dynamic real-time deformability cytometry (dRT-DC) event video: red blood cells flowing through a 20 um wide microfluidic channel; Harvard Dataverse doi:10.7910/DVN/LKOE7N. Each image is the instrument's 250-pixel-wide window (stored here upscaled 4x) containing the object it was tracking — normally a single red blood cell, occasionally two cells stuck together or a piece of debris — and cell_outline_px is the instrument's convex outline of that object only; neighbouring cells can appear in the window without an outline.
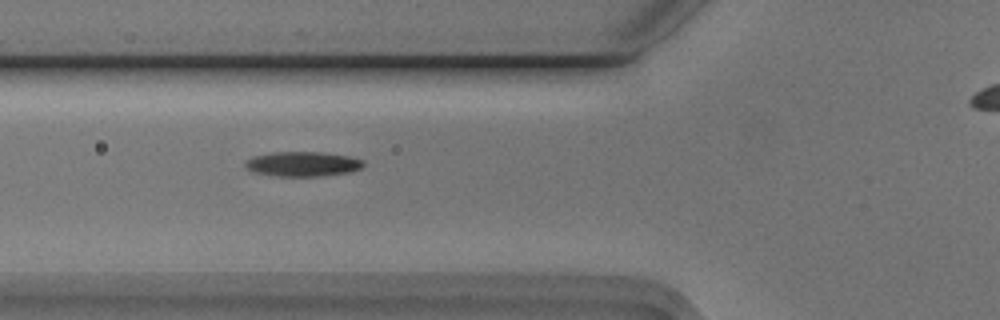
{"species": "Egyptian fruit bat (a non-hibernating species)", "species_latin": "Rousettus aegyptiacus", "temperature_condition": "cold", "stored_images_in_passage": 32, "camera_frame_rate_fps": 3000, "um_per_image_px": 0.085, "animal": {"sex": "male"}, "frame": {"image": 1, "passage_image": 3, "time_ms": 0.667, "image_size_px": [1000, 320], "cell_outline_px": [[364, 164], [360, 168], [348, 172], [320, 176], [276, 176], [252, 172], [244, 168], [244, 160], [252, 156], [272, 152], [320, 152], [348, 156], [364, 160]], "centroid_in_image_um": [25.64, 13.93], "position_along_channel_um": 100.2, "area_um2": 17.17}}
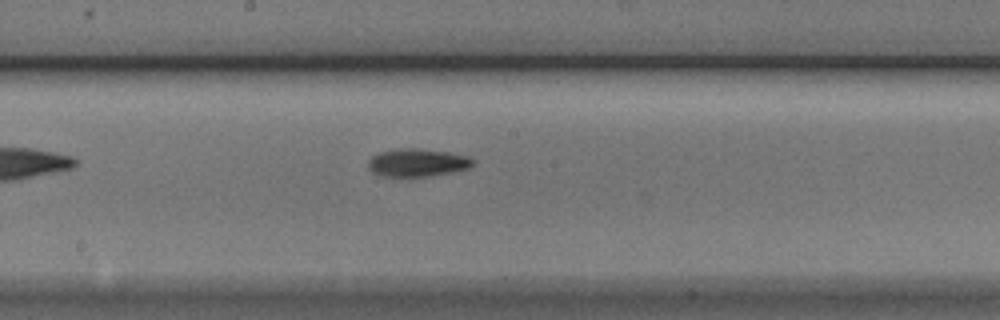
{"frame": {"image": 2, "passage_image": 12, "time_ms": 3.667, "image_size_px": [1000, 320], "cell_outline_px": [[472, 164], [468, 168], [452, 172], [428, 176], [380, 176], [372, 172], [368, 168], [368, 160], [372, 156], [380, 152], [396, 148], [424, 148], [448, 152], [468, 156], [472, 160]], "centroid_in_image_um": [35.43, 13.81], "position_along_channel_um": 212.8, "area_um2": 17.05}}
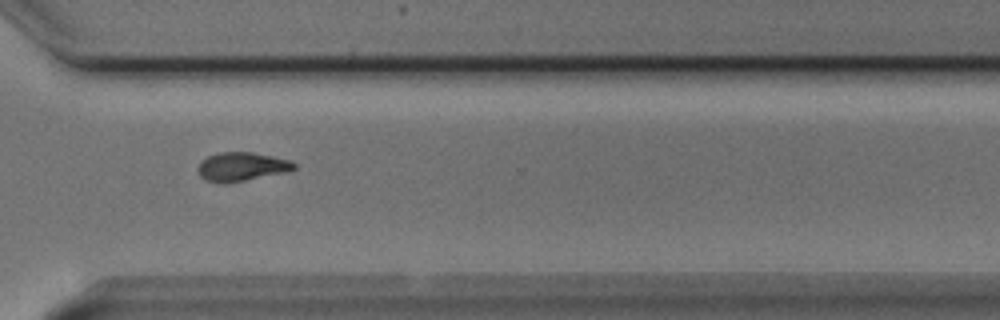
{"frame": {"image": 3, "passage_image": 23, "time_ms": 7.333, "image_size_px": [1000, 320], "cell_outline_px": [[296, 168], [284, 172], [224, 184], [204, 180], [200, 176], [196, 168], [200, 160], [208, 156], [220, 152], [252, 152], [292, 160], [296, 164]], "centroid_in_image_um": [20.49, 14.16], "position_along_channel_um": 350.1, "area_um2": 16.18}}